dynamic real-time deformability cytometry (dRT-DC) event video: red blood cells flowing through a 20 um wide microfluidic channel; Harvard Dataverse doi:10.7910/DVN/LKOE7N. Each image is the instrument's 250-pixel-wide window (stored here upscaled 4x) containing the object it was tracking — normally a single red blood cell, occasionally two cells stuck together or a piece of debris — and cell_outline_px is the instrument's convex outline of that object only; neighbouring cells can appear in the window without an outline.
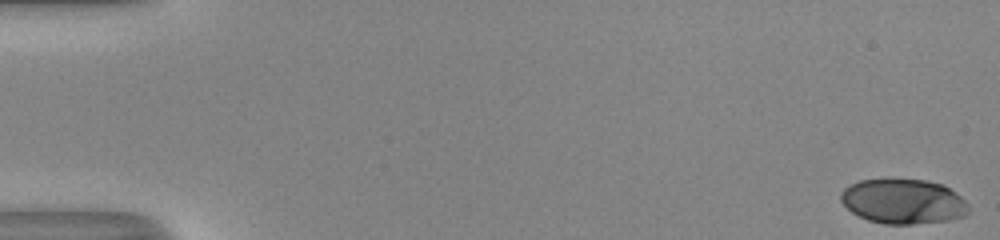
{"species": "human", "species_latin": "Homo sapiens", "temperature_condition": "room temperature", "stored_images_in_passage": 53, "camera_frame_rate_fps": 3000, "um_per_image_px": 0.085, "donor": {"sex": "male"}, "frame": {"image": 1, "passage_image": 1, "time_ms": 0.0, "image_size_px": [1000, 240], "cell_outline_px": [[968, 212], [964, 216], [948, 220], [912, 224], [884, 224], [868, 220], [852, 212], [840, 200], [840, 192], [844, 188], [860, 180], [888, 176], [924, 180], [944, 184], [956, 192], [968, 204]], "centroid_in_image_um": [76.76, 17.07], "position_along_channel_um": 8.2, "area_um2": 34.1}}
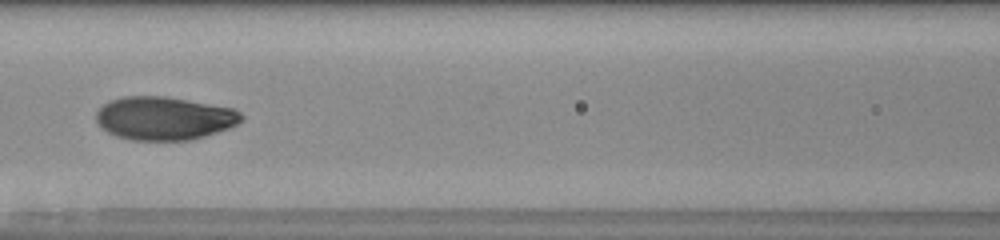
{"frame": {"image": 2, "passage_image": 25, "time_ms": 8.0, "image_size_px": [1000, 240], "cell_outline_px": [[244, 120], [228, 128], [204, 136], [188, 140], [132, 140], [116, 136], [108, 132], [96, 120], [96, 112], [104, 104], [112, 100], [124, 96], [164, 96], [232, 108], [240, 112], [244, 116]], "centroid_in_image_um": [13.96, 10.05], "position_along_channel_um": 152.6, "area_um2": 36.3}}
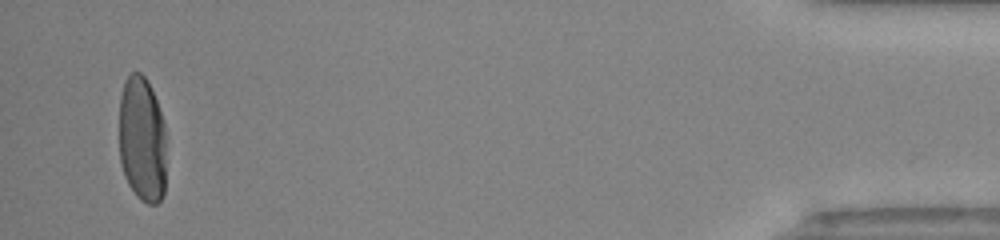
{"frame": {"image": 3, "passage_image": 51, "time_ms": 16.667, "image_size_px": [1000, 240], "cell_outline_px": [[164, 192], [160, 200], [156, 204], [148, 204], [140, 200], [136, 196], [128, 184], [124, 176], [120, 164], [120, 96], [124, 80], [132, 72], [140, 72], [144, 76], [156, 100], [164, 124]], "centroid_in_image_um": [12.05, 11.88], "position_along_channel_um": 423.2, "area_um2": 34.45}, "authors_computed_cell_mechanics": {"area_um2": 35.3736, "velocity_mm_per_s": 4.0527, "shape_relaxation_time_tau1_ms": 3.1948, "shape_relaxation_time_tau2_ms": null, "deformation_change_tau1": 0.1829, "deformation_change_tau2": null}}